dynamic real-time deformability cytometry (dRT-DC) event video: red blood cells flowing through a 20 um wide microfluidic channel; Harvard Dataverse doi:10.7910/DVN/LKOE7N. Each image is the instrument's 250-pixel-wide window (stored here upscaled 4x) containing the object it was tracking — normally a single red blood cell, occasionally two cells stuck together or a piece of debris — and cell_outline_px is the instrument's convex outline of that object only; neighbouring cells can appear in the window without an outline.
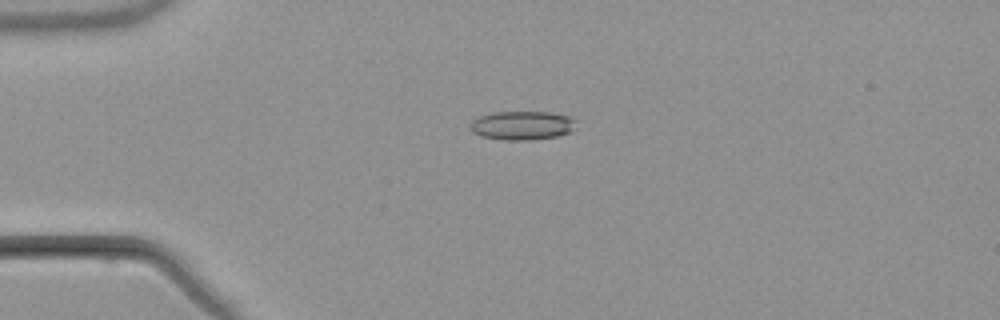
{"species": "common noctule bat (a hibernating species)", "species_latin": "Nyctalus noctula", "temperature_condition": "warm", "stored_images_in_passage": 5, "camera_frame_rate_fps": 3000, "um_per_image_px": 0.085, "animal": {"sex": "male", "body_mass_g": 21.5, "forearm_length_mm": 52.0}, "frame": {"image": 1, "passage_image": 4, "time_ms": 4.333, "image_size_px": [1000, 320], "cell_outline_px": [[576, 120], [572, 128], [568, 132], [556, 136], [528, 140], [504, 140], [480, 136], [472, 132], [472, 120], [480, 116], [492, 112], [548, 112], [572, 116]], "centroid_in_image_um": [44.37, 10.65], "position_along_channel_um": 40.6, "area_um2": 17.63}}